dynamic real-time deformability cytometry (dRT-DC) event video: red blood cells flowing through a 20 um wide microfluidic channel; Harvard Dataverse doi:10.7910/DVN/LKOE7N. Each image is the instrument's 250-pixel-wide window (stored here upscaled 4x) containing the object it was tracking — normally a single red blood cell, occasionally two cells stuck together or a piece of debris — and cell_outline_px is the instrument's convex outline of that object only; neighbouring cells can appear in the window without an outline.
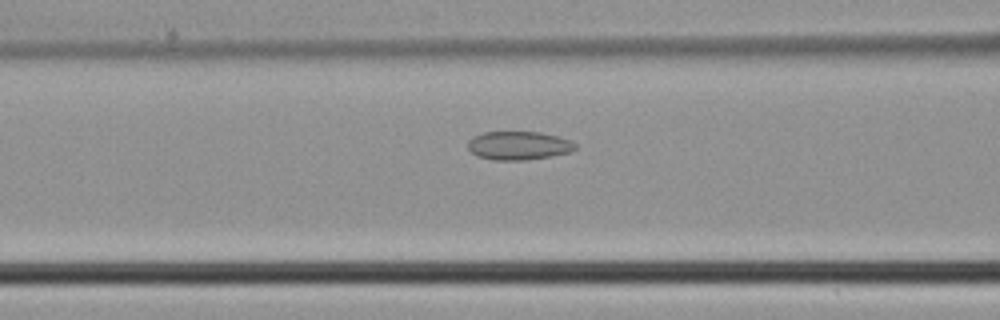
{"species": "common noctule bat (a hibernating species)", "species_latin": "Nyctalus noctula", "temperature_condition": "cold", "stored_images_in_passage": 22, "camera_frame_rate_fps": 3000, "um_per_image_px": 0.085, "animal": {"sex": "male", "body_mass_g": 21.5, "forearm_length_mm": 52.0}, "frame": {"image": 1, "passage_image": 5, "time_ms": 1.333, "image_size_px": [1000, 320], "cell_outline_px": [[576, 148], [572, 152], [552, 156], [528, 160], [492, 160], [476, 156], [468, 148], [468, 140], [472, 136], [484, 132], [540, 132], [560, 136], [572, 140], [576, 144]], "centroid_in_image_um": [44.11, 12.37], "position_along_channel_um": 122.5, "area_um2": 18.21}}
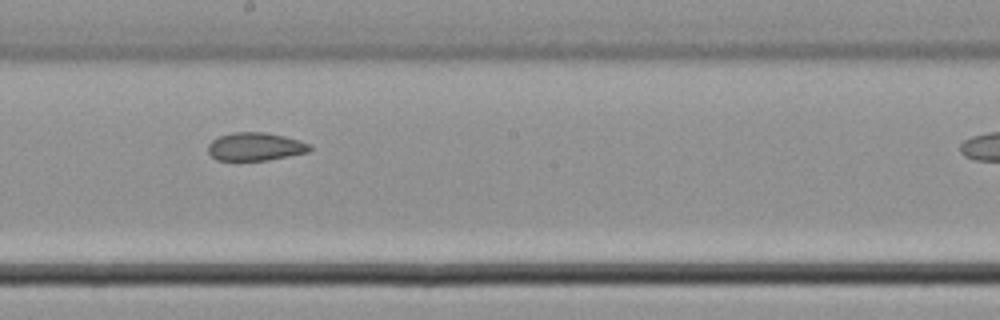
{"frame": {"image": 2, "passage_image": 12, "time_ms": 3.667, "image_size_px": [1000, 320], "cell_outline_px": [[312, 148], [308, 152], [268, 160], [216, 160], [208, 152], [208, 144], [212, 140], [220, 136], [232, 132], [264, 132], [284, 136], [308, 144]], "centroid_in_image_um": [21.66, 12.46], "position_along_channel_um": 226.5, "area_um2": 16.47}}
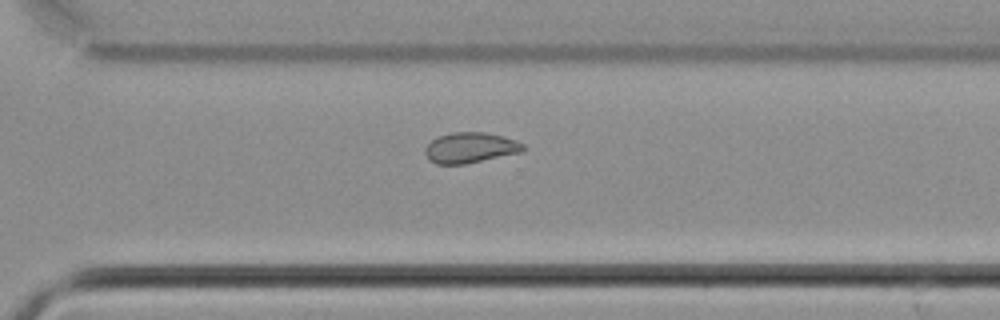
{"frame": {"image": 3, "passage_image": 19, "time_ms": 6.0, "image_size_px": [1000, 320], "cell_outline_px": [[528, 148], [524, 152], [468, 164], [436, 164], [428, 160], [424, 152], [424, 148], [436, 136], [452, 132], [484, 132], [504, 136], [516, 140], [524, 144]], "centroid_in_image_um": [40.01, 12.56], "position_along_channel_um": 330.6, "area_um2": 17.98}}